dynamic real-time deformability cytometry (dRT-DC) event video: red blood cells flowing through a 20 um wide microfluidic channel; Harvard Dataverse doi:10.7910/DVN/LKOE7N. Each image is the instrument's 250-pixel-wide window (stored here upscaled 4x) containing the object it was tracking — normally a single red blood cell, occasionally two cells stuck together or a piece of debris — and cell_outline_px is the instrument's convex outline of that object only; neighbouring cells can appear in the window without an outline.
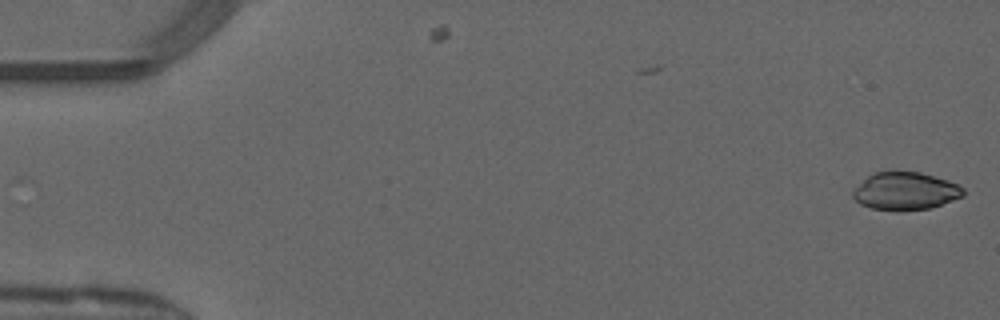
{"species": "common noctule bat (a hibernating species)", "species_latin": "Nyctalus noctula", "temperature_condition": "warm", "stored_images_in_passage": 48, "camera_frame_rate_fps": 3000, "um_per_image_px": 0.085, "animal": {"sex": "male", "forearm_length_mm": 52.5}, "frame": {"image": 1, "passage_image": 1, "time_ms": 0.0, "image_size_px": [1000, 320], "cell_outline_px": [[964, 196], [928, 208], [896, 212], [872, 208], [860, 204], [852, 196], [852, 192], [872, 172], [920, 172], [948, 180], [964, 188]], "centroid_in_image_um": [76.95, 16.25], "position_along_channel_um": 8.1, "area_um2": 24.1}}
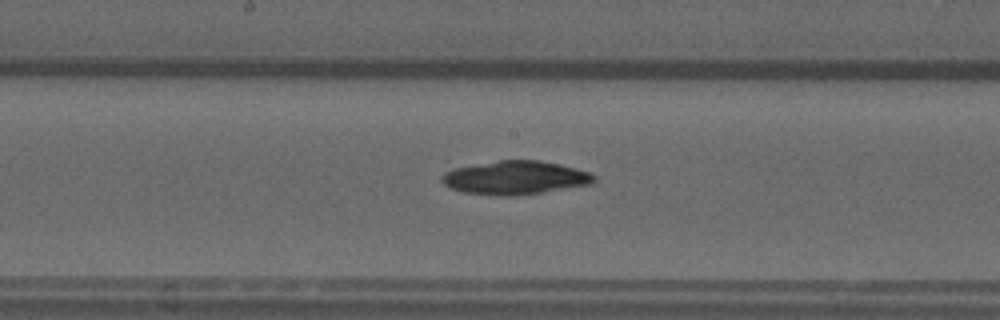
{"frame": {"image": 2, "passage_image": 26, "time_ms": 8.333, "image_size_px": [1000, 320], "cell_outline_px": [[596, 180], [592, 184], [540, 192], [512, 196], [464, 192], [452, 188], [444, 184], [440, 180], [440, 176], [444, 172], [456, 168], [500, 160], [540, 160], [576, 168], [588, 172], [596, 176]], "centroid_in_image_um": [43.81, 15.09], "position_along_channel_um": 204.4, "area_um2": 29.3}}
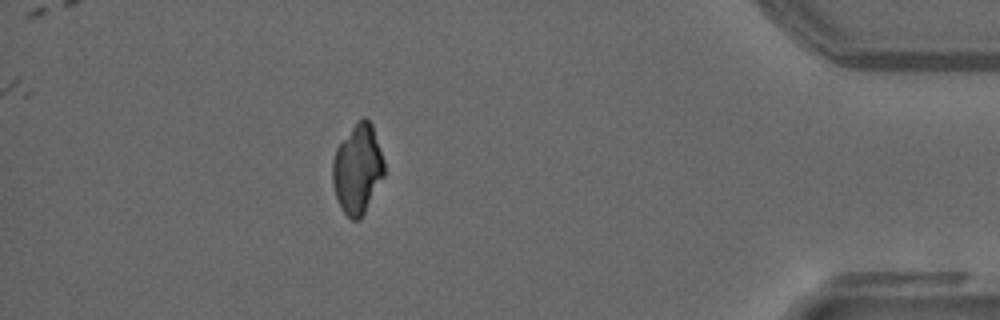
{"frame": {"image": 3, "passage_image": 44, "time_ms": 14.333, "image_size_px": [1000, 320], "cell_outline_px": [[384, 176], [360, 220], [352, 220], [344, 212], [336, 196], [332, 180], [332, 160], [336, 148], [352, 128], [364, 116], [372, 124], [384, 160]], "centroid_in_image_um": [30.39, 14.38], "position_along_channel_um": 404.8, "area_um2": 26.53}}